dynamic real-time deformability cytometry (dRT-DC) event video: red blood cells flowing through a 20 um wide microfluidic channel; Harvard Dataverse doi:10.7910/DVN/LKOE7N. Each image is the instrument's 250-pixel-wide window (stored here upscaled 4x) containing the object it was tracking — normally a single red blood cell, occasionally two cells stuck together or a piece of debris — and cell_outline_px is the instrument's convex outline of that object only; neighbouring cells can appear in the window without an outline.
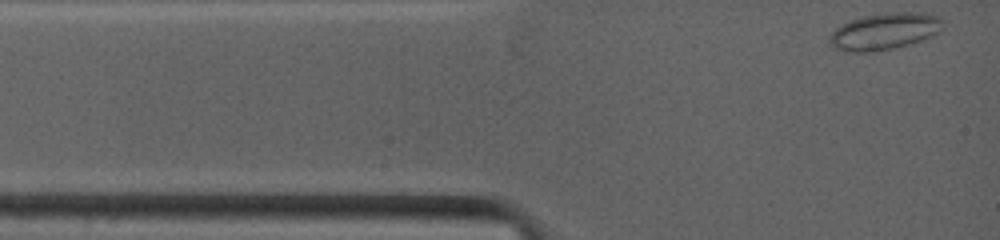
{"species": "common noctule bat (a hibernating species)", "species_latin": "Nyctalus noctula", "temperature_condition": "warm", "stored_images_in_passage": 20, "segment_of_instrument_passage": [1, 2], "camera_frame_rate_fps": 4500, "um_per_image_px": 0.085, "animal": {"sex": "female", "body_mass_g": 19.0, "forearm_length_mm": 53.3}, "frame": {"image": 1, "passage_image": 1, "time_ms": 0.0, "image_size_px": [1000, 240], "cell_outline_px": [[944, 20], [940, 32], [932, 36], [908, 44], [892, 48], [872, 52], [844, 52], [832, 48], [828, 40], [832, 32], [840, 24], [864, 16], [892, 12], [916, 12], [940, 16]], "centroid_in_image_um": [75.17, 2.67], "position_along_channel_um": 9.8, "area_um2": 24.33}}
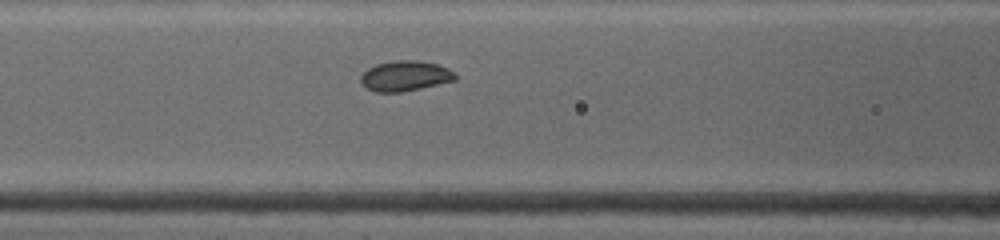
{"frame": {"image": 2, "passage_image": 11, "time_ms": 4.0, "image_size_px": [1000, 240], "cell_outline_px": [[456, 80], [420, 88], [400, 92], [376, 92], [360, 84], [360, 76], [368, 68], [376, 64], [392, 60], [420, 60], [436, 64], [448, 68], [456, 76]], "centroid_in_image_um": [34.4, 6.44], "position_along_channel_um": 132.2, "area_um2": 16.65}}
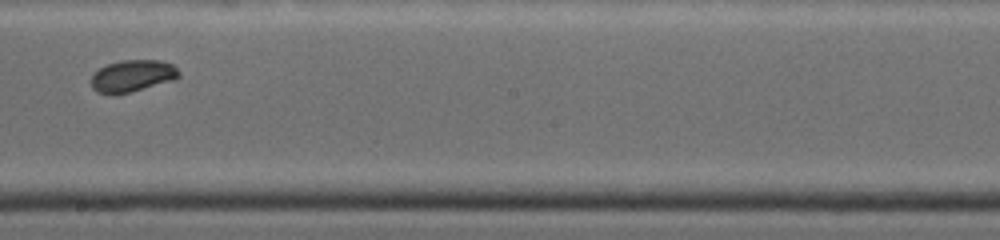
{"frame": {"image": 3, "passage_image": 18, "time_ms": 6.667, "image_size_px": [1000, 240], "cell_outline_px": [[180, 76], [176, 80], [112, 96], [96, 92], [92, 88], [88, 80], [100, 68], [108, 64], [120, 60], [160, 60], [172, 64], [180, 72]], "centroid_in_image_um": [11.23, 6.47], "position_along_channel_um": 237.0, "area_um2": 16.59}}